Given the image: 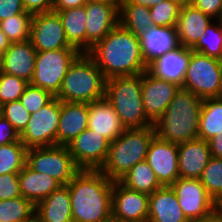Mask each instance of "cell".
Listing matches in <instances>:
<instances>
[{"label":"cell","instance_id":"4dcf8cb0","mask_svg":"<svg viewBox=\"0 0 222 222\" xmlns=\"http://www.w3.org/2000/svg\"><path fill=\"white\" fill-rule=\"evenodd\" d=\"M119 181L132 190L149 195L161 187L146 160L134 165Z\"/></svg>","mask_w":222,"mask_h":222},{"label":"cell","instance_id":"74e56055","mask_svg":"<svg viewBox=\"0 0 222 222\" xmlns=\"http://www.w3.org/2000/svg\"><path fill=\"white\" fill-rule=\"evenodd\" d=\"M29 82L0 71V106L19 100Z\"/></svg>","mask_w":222,"mask_h":222},{"label":"cell","instance_id":"db71d44e","mask_svg":"<svg viewBox=\"0 0 222 222\" xmlns=\"http://www.w3.org/2000/svg\"><path fill=\"white\" fill-rule=\"evenodd\" d=\"M216 210L222 212V195H221V197L216 201Z\"/></svg>","mask_w":222,"mask_h":222},{"label":"cell","instance_id":"836d02e7","mask_svg":"<svg viewBox=\"0 0 222 222\" xmlns=\"http://www.w3.org/2000/svg\"><path fill=\"white\" fill-rule=\"evenodd\" d=\"M216 21L217 24L211 23L191 49L222 60V21Z\"/></svg>","mask_w":222,"mask_h":222},{"label":"cell","instance_id":"ac0fdd59","mask_svg":"<svg viewBox=\"0 0 222 222\" xmlns=\"http://www.w3.org/2000/svg\"><path fill=\"white\" fill-rule=\"evenodd\" d=\"M36 52L30 40L11 43L1 55L0 71L30 83L35 69Z\"/></svg>","mask_w":222,"mask_h":222},{"label":"cell","instance_id":"816d5d0a","mask_svg":"<svg viewBox=\"0 0 222 222\" xmlns=\"http://www.w3.org/2000/svg\"><path fill=\"white\" fill-rule=\"evenodd\" d=\"M22 222H41V221H40V218L36 214H34L31 218Z\"/></svg>","mask_w":222,"mask_h":222},{"label":"cell","instance_id":"52a82bcc","mask_svg":"<svg viewBox=\"0 0 222 222\" xmlns=\"http://www.w3.org/2000/svg\"><path fill=\"white\" fill-rule=\"evenodd\" d=\"M222 73V61L193 51L190 48V61L183 86L199 98H217Z\"/></svg>","mask_w":222,"mask_h":222},{"label":"cell","instance_id":"603a6c76","mask_svg":"<svg viewBox=\"0 0 222 222\" xmlns=\"http://www.w3.org/2000/svg\"><path fill=\"white\" fill-rule=\"evenodd\" d=\"M88 128V103L61 101L56 145L66 146Z\"/></svg>","mask_w":222,"mask_h":222},{"label":"cell","instance_id":"9c48e42d","mask_svg":"<svg viewBox=\"0 0 222 222\" xmlns=\"http://www.w3.org/2000/svg\"><path fill=\"white\" fill-rule=\"evenodd\" d=\"M26 165L31 170L51 176L61 185H67L80 170L67 146L62 145L29 148Z\"/></svg>","mask_w":222,"mask_h":222},{"label":"cell","instance_id":"cb8c5ba5","mask_svg":"<svg viewBox=\"0 0 222 222\" xmlns=\"http://www.w3.org/2000/svg\"><path fill=\"white\" fill-rule=\"evenodd\" d=\"M147 222H189L171 186H161L149 195Z\"/></svg>","mask_w":222,"mask_h":222},{"label":"cell","instance_id":"d4e9b609","mask_svg":"<svg viewBox=\"0 0 222 222\" xmlns=\"http://www.w3.org/2000/svg\"><path fill=\"white\" fill-rule=\"evenodd\" d=\"M142 55L149 65L154 59L180 46L176 28L151 27L140 36Z\"/></svg>","mask_w":222,"mask_h":222},{"label":"cell","instance_id":"7bdbcfd3","mask_svg":"<svg viewBox=\"0 0 222 222\" xmlns=\"http://www.w3.org/2000/svg\"><path fill=\"white\" fill-rule=\"evenodd\" d=\"M14 142H21L20 133L6 118L0 115V145Z\"/></svg>","mask_w":222,"mask_h":222},{"label":"cell","instance_id":"7dc6e473","mask_svg":"<svg viewBox=\"0 0 222 222\" xmlns=\"http://www.w3.org/2000/svg\"><path fill=\"white\" fill-rule=\"evenodd\" d=\"M87 3V0H54L53 10H67L81 7Z\"/></svg>","mask_w":222,"mask_h":222},{"label":"cell","instance_id":"d590c367","mask_svg":"<svg viewBox=\"0 0 222 222\" xmlns=\"http://www.w3.org/2000/svg\"><path fill=\"white\" fill-rule=\"evenodd\" d=\"M180 0H165L150 8L153 27H176L179 18Z\"/></svg>","mask_w":222,"mask_h":222},{"label":"cell","instance_id":"d6a6232c","mask_svg":"<svg viewBox=\"0 0 222 222\" xmlns=\"http://www.w3.org/2000/svg\"><path fill=\"white\" fill-rule=\"evenodd\" d=\"M27 150L22 142L0 145V175L19 173L26 165Z\"/></svg>","mask_w":222,"mask_h":222},{"label":"cell","instance_id":"83f0119b","mask_svg":"<svg viewBox=\"0 0 222 222\" xmlns=\"http://www.w3.org/2000/svg\"><path fill=\"white\" fill-rule=\"evenodd\" d=\"M58 13L69 44L80 53H86L87 14L85 6L67 10H53Z\"/></svg>","mask_w":222,"mask_h":222},{"label":"cell","instance_id":"7a4b0ae2","mask_svg":"<svg viewBox=\"0 0 222 222\" xmlns=\"http://www.w3.org/2000/svg\"><path fill=\"white\" fill-rule=\"evenodd\" d=\"M113 182L100 170L80 169L67 184L73 222H113Z\"/></svg>","mask_w":222,"mask_h":222},{"label":"cell","instance_id":"484cf974","mask_svg":"<svg viewBox=\"0 0 222 222\" xmlns=\"http://www.w3.org/2000/svg\"><path fill=\"white\" fill-rule=\"evenodd\" d=\"M35 214L41 222H73L68 186L61 185L39 202Z\"/></svg>","mask_w":222,"mask_h":222},{"label":"cell","instance_id":"3957f363","mask_svg":"<svg viewBox=\"0 0 222 222\" xmlns=\"http://www.w3.org/2000/svg\"><path fill=\"white\" fill-rule=\"evenodd\" d=\"M202 103L201 98L180 87L154 124L156 135L176 144L198 139Z\"/></svg>","mask_w":222,"mask_h":222},{"label":"cell","instance_id":"f6af8a7d","mask_svg":"<svg viewBox=\"0 0 222 222\" xmlns=\"http://www.w3.org/2000/svg\"><path fill=\"white\" fill-rule=\"evenodd\" d=\"M25 11L31 14L53 11L54 0H22Z\"/></svg>","mask_w":222,"mask_h":222},{"label":"cell","instance_id":"bcb514c9","mask_svg":"<svg viewBox=\"0 0 222 222\" xmlns=\"http://www.w3.org/2000/svg\"><path fill=\"white\" fill-rule=\"evenodd\" d=\"M208 143L212 157L222 158V131L216 133Z\"/></svg>","mask_w":222,"mask_h":222},{"label":"cell","instance_id":"5bb4252c","mask_svg":"<svg viewBox=\"0 0 222 222\" xmlns=\"http://www.w3.org/2000/svg\"><path fill=\"white\" fill-rule=\"evenodd\" d=\"M149 194L132 190L120 181L113 182V222H147Z\"/></svg>","mask_w":222,"mask_h":222},{"label":"cell","instance_id":"f546056e","mask_svg":"<svg viewBox=\"0 0 222 222\" xmlns=\"http://www.w3.org/2000/svg\"><path fill=\"white\" fill-rule=\"evenodd\" d=\"M220 131H222V100L218 98L203 99L198 138L208 142Z\"/></svg>","mask_w":222,"mask_h":222},{"label":"cell","instance_id":"f35d334b","mask_svg":"<svg viewBox=\"0 0 222 222\" xmlns=\"http://www.w3.org/2000/svg\"><path fill=\"white\" fill-rule=\"evenodd\" d=\"M53 98L54 96L49 91L29 83L19 101L30 114H33L47 105Z\"/></svg>","mask_w":222,"mask_h":222},{"label":"cell","instance_id":"e575fe53","mask_svg":"<svg viewBox=\"0 0 222 222\" xmlns=\"http://www.w3.org/2000/svg\"><path fill=\"white\" fill-rule=\"evenodd\" d=\"M33 14L24 13L0 21V28L11 43L30 40L31 20Z\"/></svg>","mask_w":222,"mask_h":222},{"label":"cell","instance_id":"8992f818","mask_svg":"<svg viewBox=\"0 0 222 222\" xmlns=\"http://www.w3.org/2000/svg\"><path fill=\"white\" fill-rule=\"evenodd\" d=\"M106 81L95 61L81 53L69 66L55 97L60 101L91 103L105 97Z\"/></svg>","mask_w":222,"mask_h":222},{"label":"cell","instance_id":"9a60e30c","mask_svg":"<svg viewBox=\"0 0 222 222\" xmlns=\"http://www.w3.org/2000/svg\"><path fill=\"white\" fill-rule=\"evenodd\" d=\"M146 161L161 186H171L178 178V144L160 139L151 140Z\"/></svg>","mask_w":222,"mask_h":222},{"label":"cell","instance_id":"f907efd6","mask_svg":"<svg viewBox=\"0 0 222 222\" xmlns=\"http://www.w3.org/2000/svg\"><path fill=\"white\" fill-rule=\"evenodd\" d=\"M11 42L0 28V55H2L10 46Z\"/></svg>","mask_w":222,"mask_h":222},{"label":"cell","instance_id":"f1b7e54d","mask_svg":"<svg viewBox=\"0 0 222 222\" xmlns=\"http://www.w3.org/2000/svg\"><path fill=\"white\" fill-rule=\"evenodd\" d=\"M119 23L140 37L153 27L150 8L135 3H119Z\"/></svg>","mask_w":222,"mask_h":222},{"label":"cell","instance_id":"e0dca14e","mask_svg":"<svg viewBox=\"0 0 222 222\" xmlns=\"http://www.w3.org/2000/svg\"><path fill=\"white\" fill-rule=\"evenodd\" d=\"M179 89L176 83L156 78L148 70L143 73L142 100L146 116L153 124L163 115Z\"/></svg>","mask_w":222,"mask_h":222},{"label":"cell","instance_id":"7c38bea8","mask_svg":"<svg viewBox=\"0 0 222 222\" xmlns=\"http://www.w3.org/2000/svg\"><path fill=\"white\" fill-rule=\"evenodd\" d=\"M30 41L37 52L75 49L67 41L60 17L55 11L33 14Z\"/></svg>","mask_w":222,"mask_h":222},{"label":"cell","instance_id":"4fadbf2b","mask_svg":"<svg viewBox=\"0 0 222 222\" xmlns=\"http://www.w3.org/2000/svg\"><path fill=\"white\" fill-rule=\"evenodd\" d=\"M171 187L188 220L202 218L216 209L215 200L200 179L179 177Z\"/></svg>","mask_w":222,"mask_h":222},{"label":"cell","instance_id":"11a10c76","mask_svg":"<svg viewBox=\"0 0 222 222\" xmlns=\"http://www.w3.org/2000/svg\"><path fill=\"white\" fill-rule=\"evenodd\" d=\"M87 2H120V0H87Z\"/></svg>","mask_w":222,"mask_h":222},{"label":"cell","instance_id":"7402d4cb","mask_svg":"<svg viewBox=\"0 0 222 222\" xmlns=\"http://www.w3.org/2000/svg\"><path fill=\"white\" fill-rule=\"evenodd\" d=\"M213 20L189 2L183 3L175 27L179 44L192 48Z\"/></svg>","mask_w":222,"mask_h":222},{"label":"cell","instance_id":"d6986e66","mask_svg":"<svg viewBox=\"0 0 222 222\" xmlns=\"http://www.w3.org/2000/svg\"><path fill=\"white\" fill-rule=\"evenodd\" d=\"M211 157L206 140L198 138L178 144L179 177L199 179Z\"/></svg>","mask_w":222,"mask_h":222},{"label":"cell","instance_id":"ab89813d","mask_svg":"<svg viewBox=\"0 0 222 222\" xmlns=\"http://www.w3.org/2000/svg\"><path fill=\"white\" fill-rule=\"evenodd\" d=\"M0 115L6 118L20 134L27 127L31 116L19 100L0 106Z\"/></svg>","mask_w":222,"mask_h":222},{"label":"cell","instance_id":"5b68a950","mask_svg":"<svg viewBox=\"0 0 222 222\" xmlns=\"http://www.w3.org/2000/svg\"><path fill=\"white\" fill-rule=\"evenodd\" d=\"M143 73L107 79L105 98L115 109L125 129L154 125L146 116L142 100Z\"/></svg>","mask_w":222,"mask_h":222},{"label":"cell","instance_id":"681fc988","mask_svg":"<svg viewBox=\"0 0 222 222\" xmlns=\"http://www.w3.org/2000/svg\"><path fill=\"white\" fill-rule=\"evenodd\" d=\"M163 1L165 0H120V3H135L138 5L147 6L148 8H151Z\"/></svg>","mask_w":222,"mask_h":222},{"label":"cell","instance_id":"6da1fadb","mask_svg":"<svg viewBox=\"0 0 222 222\" xmlns=\"http://www.w3.org/2000/svg\"><path fill=\"white\" fill-rule=\"evenodd\" d=\"M106 79L142 74L148 65L142 55L140 37L118 23L87 53Z\"/></svg>","mask_w":222,"mask_h":222},{"label":"cell","instance_id":"c3c4849f","mask_svg":"<svg viewBox=\"0 0 222 222\" xmlns=\"http://www.w3.org/2000/svg\"><path fill=\"white\" fill-rule=\"evenodd\" d=\"M189 222H222V212L215 209L208 215L202 218L191 219Z\"/></svg>","mask_w":222,"mask_h":222},{"label":"cell","instance_id":"9f6ffc18","mask_svg":"<svg viewBox=\"0 0 222 222\" xmlns=\"http://www.w3.org/2000/svg\"><path fill=\"white\" fill-rule=\"evenodd\" d=\"M182 3L189 2L190 0H180Z\"/></svg>","mask_w":222,"mask_h":222},{"label":"cell","instance_id":"1f68e13d","mask_svg":"<svg viewBox=\"0 0 222 222\" xmlns=\"http://www.w3.org/2000/svg\"><path fill=\"white\" fill-rule=\"evenodd\" d=\"M36 206L24 197L0 200V222H22L31 218Z\"/></svg>","mask_w":222,"mask_h":222},{"label":"cell","instance_id":"ee69618b","mask_svg":"<svg viewBox=\"0 0 222 222\" xmlns=\"http://www.w3.org/2000/svg\"><path fill=\"white\" fill-rule=\"evenodd\" d=\"M24 12L22 0H0V21Z\"/></svg>","mask_w":222,"mask_h":222},{"label":"cell","instance_id":"44dd1931","mask_svg":"<svg viewBox=\"0 0 222 222\" xmlns=\"http://www.w3.org/2000/svg\"><path fill=\"white\" fill-rule=\"evenodd\" d=\"M88 129L102 135L110 143L125 130L120 117L105 97L88 103Z\"/></svg>","mask_w":222,"mask_h":222},{"label":"cell","instance_id":"ffe728a7","mask_svg":"<svg viewBox=\"0 0 222 222\" xmlns=\"http://www.w3.org/2000/svg\"><path fill=\"white\" fill-rule=\"evenodd\" d=\"M189 61L190 48L180 45L154 59L148 65V71L156 78L176 83L182 87Z\"/></svg>","mask_w":222,"mask_h":222},{"label":"cell","instance_id":"277c9868","mask_svg":"<svg viewBox=\"0 0 222 222\" xmlns=\"http://www.w3.org/2000/svg\"><path fill=\"white\" fill-rule=\"evenodd\" d=\"M155 135L154 125L125 129L110 143L108 157L100 171L112 181H119L134 165L146 160L149 144Z\"/></svg>","mask_w":222,"mask_h":222},{"label":"cell","instance_id":"8fae6325","mask_svg":"<svg viewBox=\"0 0 222 222\" xmlns=\"http://www.w3.org/2000/svg\"><path fill=\"white\" fill-rule=\"evenodd\" d=\"M109 145L105 137L87 128L66 146L79 169L100 170L108 157Z\"/></svg>","mask_w":222,"mask_h":222},{"label":"cell","instance_id":"ba28073f","mask_svg":"<svg viewBox=\"0 0 222 222\" xmlns=\"http://www.w3.org/2000/svg\"><path fill=\"white\" fill-rule=\"evenodd\" d=\"M80 54L77 49L36 52L35 69L30 83L49 91L55 97L69 66Z\"/></svg>","mask_w":222,"mask_h":222},{"label":"cell","instance_id":"b9f144b4","mask_svg":"<svg viewBox=\"0 0 222 222\" xmlns=\"http://www.w3.org/2000/svg\"><path fill=\"white\" fill-rule=\"evenodd\" d=\"M189 3L214 20H221L222 0H190Z\"/></svg>","mask_w":222,"mask_h":222},{"label":"cell","instance_id":"4316f807","mask_svg":"<svg viewBox=\"0 0 222 222\" xmlns=\"http://www.w3.org/2000/svg\"><path fill=\"white\" fill-rule=\"evenodd\" d=\"M18 178L22 197L35 206L61 186L51 176L31 170L27 165L18 173Z\"/></svg>","mask_w":222,"mask_h":222},{"label":"cell","instance_id":"60d3db41","mask_svg":"<svg viewBox=\"0 0 222 222\" xmlns=\"http://www.w3.org/2000/svg\"><path fill=\"white\" fill-rule=\"evenodd\" d=\"M18 173L0 175V200L21 197Z\"/></svg>","mask_w":222,"mask_h":222},{"label":"cell","instance_id":"30bf717a","mask_svg":"<svg viewBox=\"0 0 222 222\" xmlns=\"http://www.w3.org/2000/svg\"><path fill=\"white\" fill-rule=\"evenodd\" d=\"M61 101L54 97L47 105L31 114L20 140L27 149L56 145Z\"/></svg>","mask_w":222,"mask_h":222},{"label":"cell","instance_id":"f5cc1de1","mask_svg":"<svg viewBox=\"0 0 222 222\" xmlns=\"http://www.w3.org/2000/svg\"><path fill=\"white\" fill-rule=\"evenodd\" d=\"M217 98L222 100V73H221V78H220V83H219V91H218Z\"/></svg>","mask_w":222,"mask_h":222},{"label":"cell","instance_id":"8d00e7d4","mask_svg":"<svg viewBox=\"0 0 222 222\" xmlns=\"http://www.w3.org/2000/svg\"><path fill=\"white\" fill-rule=\"evenodd\" d=\"M199 179L216 202L222 195V158L211 157Z\"/></svg>","mask_w":222,"mask_h":222},{"label":"cell","instance_id":"2e32d148","mask_svg":"<svg viewBox=\"0 0 222 222\" xmlns=\"http://www.w3.org/2000/svg\"><path fill=\"white\" fill-rule=\"evenodd\" d=\"M120 2H87L86 53L119 23Z\"/></svg>","mask_w":222,"mask_h":222}]
</instances>
